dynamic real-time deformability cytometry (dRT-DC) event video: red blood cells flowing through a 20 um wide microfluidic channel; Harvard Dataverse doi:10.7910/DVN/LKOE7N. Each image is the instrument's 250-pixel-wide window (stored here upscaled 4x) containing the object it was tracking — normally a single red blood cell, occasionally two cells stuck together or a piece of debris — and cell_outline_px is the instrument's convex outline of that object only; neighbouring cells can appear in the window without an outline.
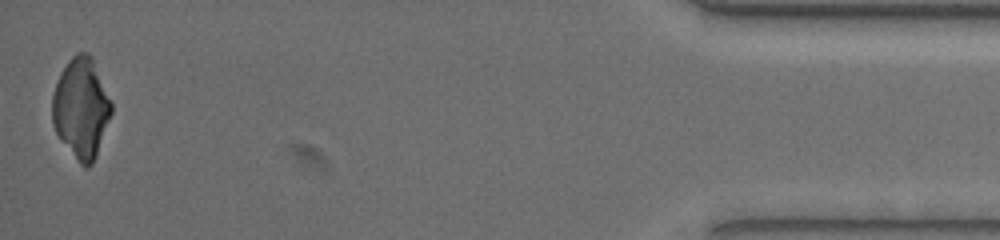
{"species": "common noctule bat (a hibernating species)", "species_latin": "Nyctalus noctula", "temperature_condition": "warm", "stored_images_in_passage": 18, "camera_frame_rate_fps": 3000, "um_per_image_px": 0.085, "animal": {"sex": "female", "body_mass_g": 19.5, "forearm_length_mm": 54.1}, "frame": {"image": 1, "passage_image": 18, "time_ms": 21.333, "image_size_px": [1000, 240], "cell_outline_px": [[112, 112], [96, 156], [92, 164], [88, 168], [84, 168], [80, 164], [60, 140], [52, 124], [52, 96], [60, 72], [68, 60], [76, 52], [88, 52], [92, 56], [112, 104]], "centroid_in_image_um": [6.88, 9.18], "position_along_channel_um": 428.3, "area_um2": 34.62}}